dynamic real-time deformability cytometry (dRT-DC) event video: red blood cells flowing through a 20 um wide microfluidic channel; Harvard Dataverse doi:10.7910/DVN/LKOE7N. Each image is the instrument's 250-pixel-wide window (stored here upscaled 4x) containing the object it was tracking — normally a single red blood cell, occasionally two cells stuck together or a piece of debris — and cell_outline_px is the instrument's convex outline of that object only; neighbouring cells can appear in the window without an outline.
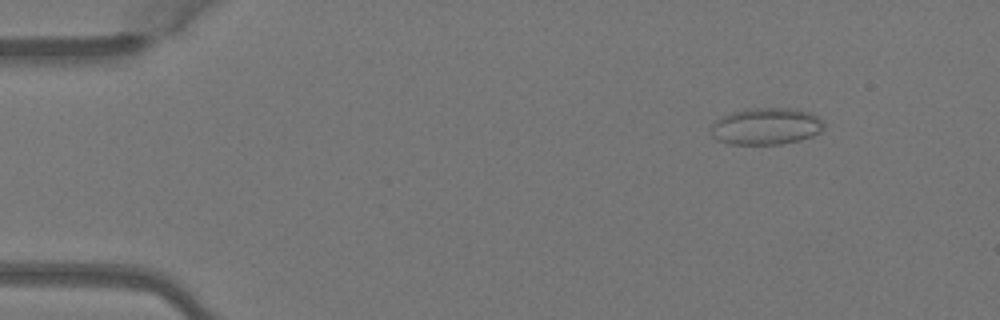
{"species": "Egyptian fruit bat (a non-hibernating species)", "species_latin": "Rousettus aegyptiacus", "temperature_condition": "warm", "stored_images_in_passage": 3, "camera_frame_rate_fps": 3000, "um_per_image_px": 0.085, "animal": {"sex": "female"}, "frame": {"image": 1, "passage_image": 1, "time_ms": 0.0, "image_size_px": [1000, 320], "cell_outline_px": [[824, 128], [820, 132], [812, 136], [800, 140], [780, 144], [728, 144], [716, 140], [712, 136], [712, 124], [716, 120], [732, 112], [748, 108], [796, 108], [812, 112], [824, 120]], "centroid_in_image_um": [65.17, 10.72], "position_along_channel_um": 19.8, "area_um2": 24.51}}